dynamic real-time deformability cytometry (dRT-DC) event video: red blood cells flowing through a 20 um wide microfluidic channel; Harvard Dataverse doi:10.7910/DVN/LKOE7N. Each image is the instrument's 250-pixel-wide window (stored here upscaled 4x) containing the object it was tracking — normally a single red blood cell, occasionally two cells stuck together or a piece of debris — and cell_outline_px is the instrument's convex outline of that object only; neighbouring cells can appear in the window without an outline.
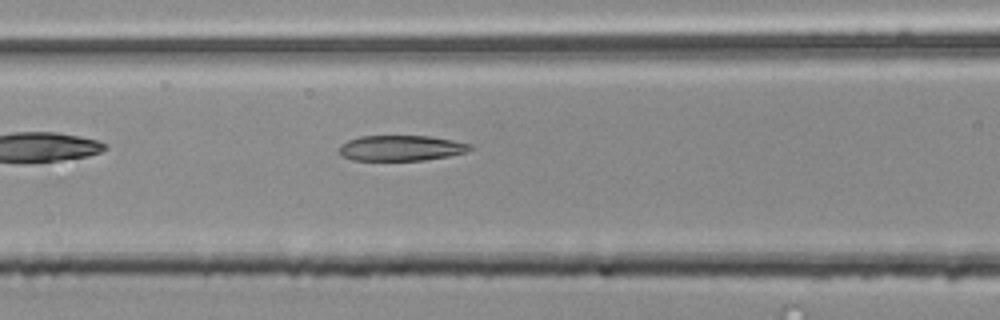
{"species": "common noctule bat (a hibernating species)", "species_latin": "Nyctalus noctula", "temperature_condition": "room temperature", "stored_images_in_passage": 10, "camera_frame_rate_fps": 3000, "um_per_image_px": 0.085, "animal": {"sex": "male", "body_mass_g": 20.4}, "frame": {"image": 1, "passage_image": 6, "time_ms": 1.667, "image_size_px": [1000, 320], "cell_outline_px": [[472, 148], [464, 152], [448, 156], [424, 160], [352, 160], [340, 156], [340, 144], [348, 140], [360, 136], [428, 136], [452, 140], [472, 144]], "centroid_in_image_um": [34.05, 12.58], "position_along_channel_um": 132.5, "area_um2": 19.36}}